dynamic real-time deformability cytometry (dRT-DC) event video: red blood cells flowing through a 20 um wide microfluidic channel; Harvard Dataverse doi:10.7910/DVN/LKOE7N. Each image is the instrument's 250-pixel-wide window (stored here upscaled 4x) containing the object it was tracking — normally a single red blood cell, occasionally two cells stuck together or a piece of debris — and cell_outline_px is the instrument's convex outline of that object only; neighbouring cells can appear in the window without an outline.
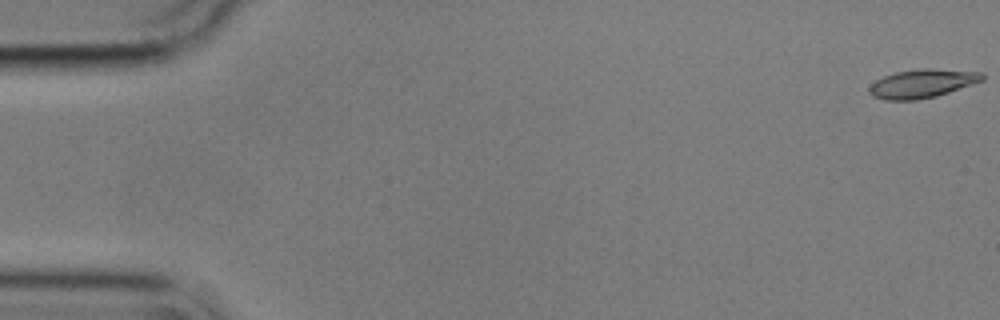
{"species": "common noctule bat (a hibernating species)", "species_latin": "Nyctalus noctula", "temperature_condition": "cold", "stored_images_in_passage": 20, "camera_frame_rate_fps": 3000, "um_per_image_px": 0.085, "animal": {"sex": "male", "body_mass_g": 17.9}, "frame": {"image": 1, "passage_image": 1, "time_ms": 0.0, "image_size_px": [1000, 320], "cell_outline_px": [[984, 80], [936, 96], [916, 100], [884, 100], [872, 96], [868, 92], [868, 88], [876, 80], [884, 76], [896, 72], [920, 68], [928, 68], [984, 72]], "centroid_in_image_um": [78.37, 7.1], "position_along_channel_um": 6.6, "area_um2": 18.84}}
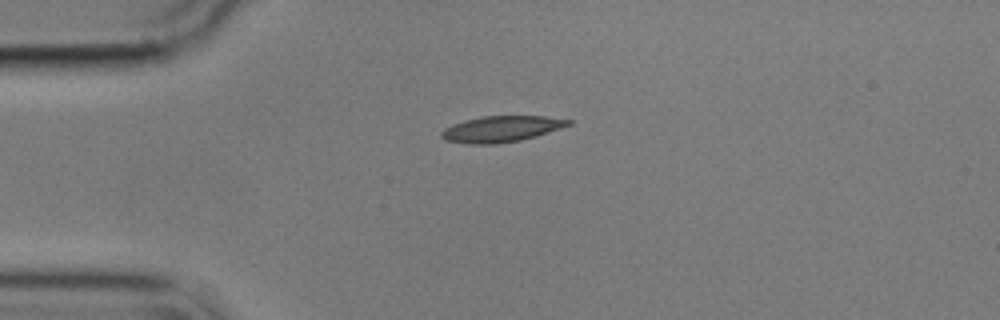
{"frame": {"image": 2, "passage_image": 14, "time_ms": 4.333, "image_size_px": [1000, 320], "cell_outline_px": [[572, 124], [536, 136], [520, 140], [496, 144], [468, 144], [444, 140], [440, 136], [440, 132], [444, 128], [452, 124], [480, 116], [544, 116], [572, 120]], "centroid_in_image_um": [42.57, 10.96], "position_along_channel_um": 42.4, "area_um2": 19.31}}
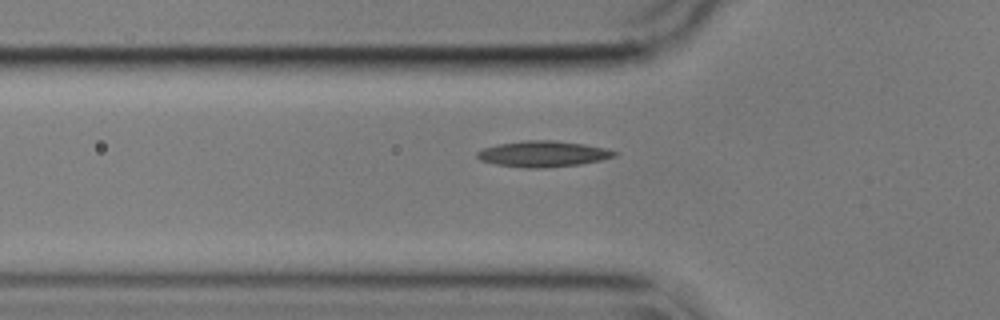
{"frame": {"image": 3, "passage_image": 19, "time_ms": 6.0, "image_size_px": [1000, 320], "cell_outline_px": [[620, 152], [616, 156], [600, 160], [580, 164], [544, 168], [524, 168], [496, 164], [480, 160], [476, 156], [476, 152], [484, 148], [496, 144], [524, 140], [556, 140], [584, 144], [604, 148]], "centroid_in_image_um": [46.15, 13.08], "position_along_channel_um": 79.6, "area_um2": 20.87}}